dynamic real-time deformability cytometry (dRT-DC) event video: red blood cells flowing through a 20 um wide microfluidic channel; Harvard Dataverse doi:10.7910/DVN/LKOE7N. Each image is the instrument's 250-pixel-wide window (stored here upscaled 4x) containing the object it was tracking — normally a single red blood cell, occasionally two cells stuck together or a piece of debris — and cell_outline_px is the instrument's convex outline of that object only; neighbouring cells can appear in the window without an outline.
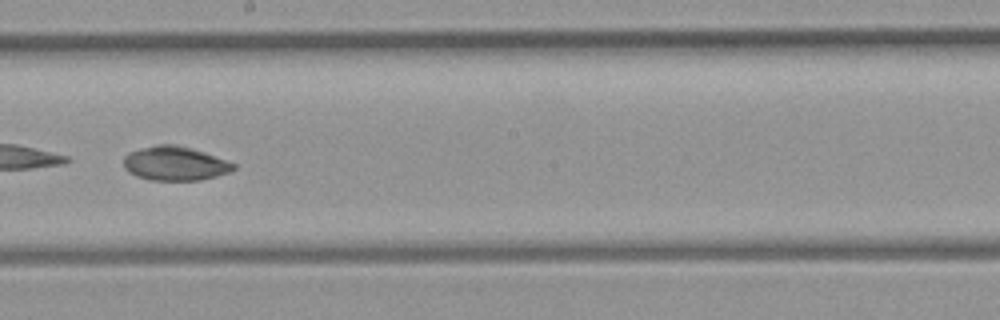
{"species": "common noctule bat (a hibernating species)", "species_latin": "Nyctalus noctula", "temperature_condition": "room temperature", "stored_images_in_passage": 50, "camera_frame_rate_fps": 3000, "um_per_image_px": 0.085, "animal": {"sex": "female", "body_mass_g": 21.9}, "frame": {"image": 1, "passage_image": 29, "time_ms": 9.333, "image_size_px": [1000, 320], "cell_outline_px": [[236, 168], [228, 172], [216, 176], [200, 180], [148, 180], [136, 176], [128, 172], [124, 168], [124, 156], [128, 152], [156, 144], [176, 144], [192, 148], [204, 152], [236, 164]], "centroid_in_image_um": [14.84, 13.89], "position_along_channel_um": 233.4, "area_um2": 21.91}}